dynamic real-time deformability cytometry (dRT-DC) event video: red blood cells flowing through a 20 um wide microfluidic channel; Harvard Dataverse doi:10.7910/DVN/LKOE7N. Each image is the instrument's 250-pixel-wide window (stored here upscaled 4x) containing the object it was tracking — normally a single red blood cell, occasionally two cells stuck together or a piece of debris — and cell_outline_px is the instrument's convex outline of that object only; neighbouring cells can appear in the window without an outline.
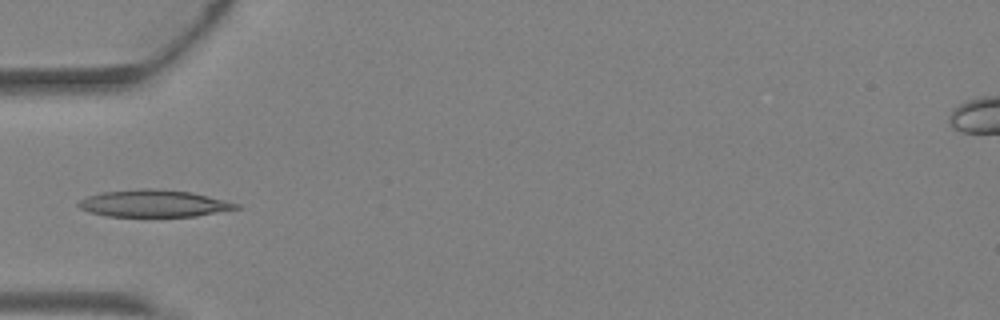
{"species": "Egyptian fruit bat (a non-hibernating species)", "species_latin": "Rousettus aegyptiacus", "temperature_condition": "warm", "stored_images_in_passage": 5, "camera_frame_rate_fps": 3000, "um_per_image_px": 0.085, "animal": {"sex": "female"}, "frame": {"image": 1, "passage_image": 5, "time_ms": 1.333, "image_size_px": [1000, 320], "cell_outline_px": [[244, 208], [196, 216], [108, 216], [88, 212], [80, 208], [76, 204], [80, 200], [88, 196], [104, 192], [136, 188], [148, 188], [192, 192], [240, 204]], "centroid_in_image_um": [13.1, 17.29], "position_along_channel_um": 71.9, "area_um2": 24.91}}